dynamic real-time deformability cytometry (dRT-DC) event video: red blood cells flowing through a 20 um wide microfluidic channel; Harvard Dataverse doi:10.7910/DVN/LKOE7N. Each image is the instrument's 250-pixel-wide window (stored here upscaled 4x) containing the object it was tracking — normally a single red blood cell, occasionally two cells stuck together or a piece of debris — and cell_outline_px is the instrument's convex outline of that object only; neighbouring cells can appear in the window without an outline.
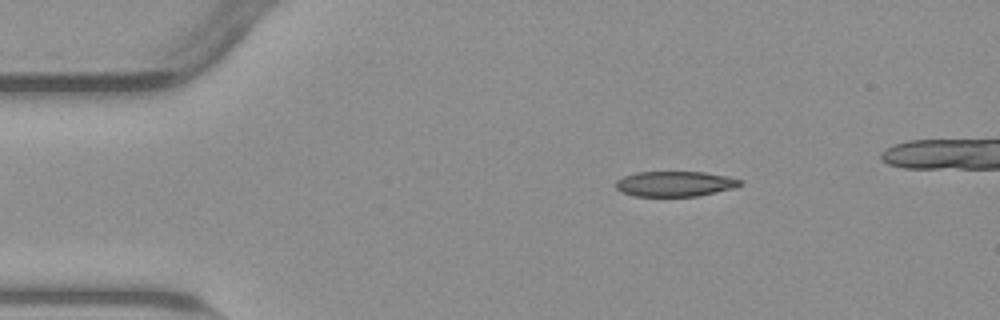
{"species": "common noctule bat (a hibernating species)", "species_latin": "Nyctalus noctula", "temperature_condition": "warm", "stored_images_in_passage": 18, "camera_frame_rate_fps": 3000, "um_per_image_px": 0.085, "animal": {"sex": "male", "body_mass_g": 23.1, "forearm_length_mm": 52.7}, "frame": {"image": 1, "passage_image": 1, "time_ms": 0.0, "image_size_px": [1000, 320], "cell_outline_px": [[744, 184], [732, 188], [700, 196], [632, 196], [620, 192], [616, 188], [616, 180], [624, 176], [636, 172], [704, 172], [728, 176], [744, 180]], "centroid_in_image_um": [57.38, 15.63], "position_along_channel_um": 27.6, "area_um2": 18.5}}
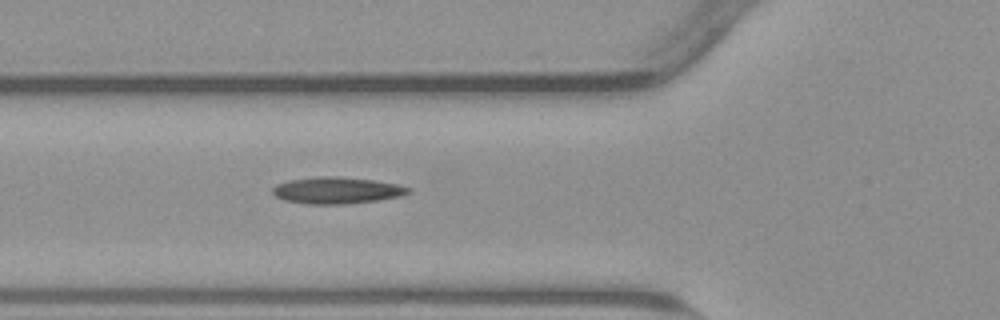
{"frame": {"image": 2, "passage_image": 11, "time_ms": 3.333, "image_size_px": [1000, 320], "cell_outline_px": [[412, 192], [404, 196], [376, 200], [344, 204], [308, 204], [284, 200], [276, 196], [272, 192], [272, 188], [276, 184], [288, 180], [316, 176], [336, 176], [376, 180], [396, 184], [412, 188]], "centroid_in_image_um": [28.65, 16.17], "position_along_channel_um": 97.1, "area_um2": 21.27}}
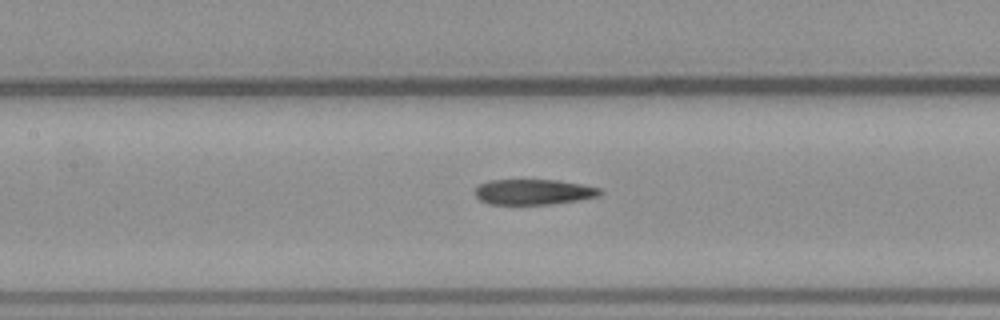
{"frame": {"image": 3, "passage_image": 16, "time_ms": 5.0, "image_size_px": [1000, 320], "cell_outline_px": [[604, 192], [600, 196], [580, 200], [552, 204], [488, 204], [480, 200], [476, 196], [476, 188], [480, 184], [488, 180], [556, 180], [580, 184], [600, 188]], "centroid_in_image_um": [45.38, 16.32], "position_along_channel_um": 162.0, "area_um2": 18.55}}